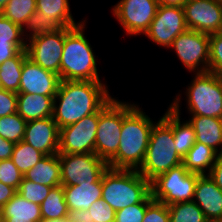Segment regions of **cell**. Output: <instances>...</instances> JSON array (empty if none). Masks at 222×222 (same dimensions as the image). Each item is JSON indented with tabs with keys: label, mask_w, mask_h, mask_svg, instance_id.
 <instances>
[{
	"label": "cell",
	"mask_w": 222,
	"mask_h": 222,
	"mask_svg": "<svg viewBox=\"0 0 222 222\" xmlns=\"http://www.w3.org/2000/svg\"><path fill=\"white\" fill-rule=\"evenodd\" d=\"M170 222H207L203 211L194 201L168 205Z\"/></svg>",
	"instance_id": "32"
},
{
	"label": "cell",
	"mask_w": 222,
	"mask_h": 222,
	"mask_svg": "<svg viewBox=\"0 0 222 222\" xmlns=\"http://www.w3.org/2000/svg\"><path fill=\"white\" fill-rule=\"evenodd\" d=\"M60 81L58 74L45 70L30 58L26 57L22 65L18 93L55 96Z\"/></svg>",
	"instance_id": "16"
},
{
	"label": "cell",
	"mask_w": 222,
	"mask_h": 222,
	"mask_svg": "<svg viewBox=\"0 0 222 222\" xmlns=\"http://www.w3.org/2000/svg\"><path fill=\"white\" fill-rule=\"evenodd\" d=\"M86 20L73 27L66 35L60 62V80H101L96 56L84 31Z\"/></svg>",
	"instance_id": "4"
},
{
	"label": "cell",
	"mask_w": 222,
	"mask_h": 222,
	"mask_svg": "<svg viewBox=\"0 0 222 222\" xmlns=\"http://www.w3.org/2000/svg\"><path fill=\"white\" fill-rule=\"evenodd\" d=\"M52 187L42 184H36L33 181L23 177L17 193L29 202L41 204L49 194Z\"/></svg>",
	"instance_id": "35"
},
{
	"label": "cell",
	"mask_w": 222,
	"mask_h": 222,
	"mask_svg": "<svg viewBox=\"0 0 222 222\" xmlns=\"http://www.w3.org/2000/svg\"><path fill=\"white\" fill-rule=\"evenodd\" d=\"M172 127L162 118L152 127L145 159L137 170L151 182L158 175L182 164V157L176 152Z\"/></svg>",
	"instance_id": "5"
},
{
	"label": "cell",
	"mask_w": 222,
	"mask_h": 222,
	"mask_svg": "<svg viewBox=\"0 0 222 222\" xmlns=\"http://www.w3.org/2000/svg\"><path fill=\"white\" fill-rule=\"evenodd\" d=\"M55 96L17 93V113L26 121L53 116Z\"/></svg>",
	"instance_id": "20"
},
{
	"label": "cell",
	"mask_w": 222,
	"mask_h": 222,
	"mask_svg": "<svg viewBox=\"0 0 222 222\" xmlns=\"http://www.w3.org/2000/svg\"><path fill=\"white\" fill-rule=\"evenodd\" d=\"M35 11L36 0H9L0 13L23 28Z\"/></svg>",
	"instance_id": "33"
},
{
	"label": "cell",
	"mask_w": 222,
	"mask_h": 222,
	"mask_svg": "<svg viewBox=\"0 0 222 222\" xmlns=\"http://www.w3.org/2000/svg\"><path fill=\"white\" fill-rule=\"evenodd\" d=\"M16 193L15 188L0 182V208H3Z\"/></svg>",
	"instance_id": "44"
},
{
	"label": "cell",
	"mask_w": 222,
	"mask_h": 222,
	"mask_svg": "<svg viewBox=\"0 0 222 222\" xmlns=\"http://www.w3.org/2000/svg\"><path fill=\"white\" fill-rule=\"evenodd\" d=\"M123 122V101L111 97L101 108L95 154L108 163L118 151Z\"/></svg>",
	"instance_id": "8"
},
{
	"label": "cell",
	"mask_w": 222,
	"mask_h": 222,
	"mask_svg": "<svg viewBox=\"0 0 222 222\" xmlns=\"http://www.w3.org/2000/svg\"><path fill=\"white\" fill-rule=\"evenodd\" d=\"M193 201L208 221L222 220V190L209 175H200L195 185Z\"/></svg>",
	"instance_id": "19"
},
{
	"label": "cell",
	"mask_w": 222,
	"mask_h": 222,
	"mask_svg": "<svg viewBox=\"0 0 222 222\" xmlns=\"http://www.w3.org/2000/svg\"><path fill=\"white\" fill-rule=\"evenodd\" d=\"M23 177L11 159L0 161V182L18 190Z\"/></svg>",
	"instance_id": "38"
},
{
	"label": "cell",
	"mask_w": 222,
	"mask_h": 222,
	"mask_svg": "<svg viewBox=\"0 0 222 222\" xmlns=\"http://www.w3.org/2000/svg\"><path fill=\"white\" fill-rule=\"evenodd\" d=\"M60 129L53 117L29 121L23 141L44 155L58 154Z\"/></svg>",
	"instance_id": "17"
},
{
	"label": "cell",
	"mask_w": 222,
	"mask_h": 222,
	"mask_svg": "<svg viewBox=\"0 0 222 222\" xmlns=\"http://www.w3.org/2000/svg\"><path fill=\"white\" fill-rule=\"evenodd\" d=\"M178 59L189 72H209L210 35L187 29L172 45Z\"/></svg>",
	"instance_id": "10"
},
{
	"label": "cell",
	"mask_w": 222,
	"mask_h": 222,
	"mask_svg": "<svg viewBox=\"0 0 222 222\" xmlns=\"http://www.w3.org/2000/svg\"><path fill=\"white\" fill-rule=\"evenodd\" d=\"M217 156L218 153L208 145L195 142L194 146L183 157L182 164L190 173L208 175Z\"/></svg>",
	"instance_id": "25"
},
{
	"label": "cell",
	"mask_w": 222,
	"mask_h": 222,
	"mask_svg": "<svg viewBox=\"0 0 222 222\" xmlns=\"http://www.w3.org/2000/svg\"><path fill=\"white\" fill-rule=\"evenodd\" d=\"M73 27H63L55 33L32 37L27 40V57L45 70L58 74L63 53L65 35Z\"/></svg>",
	"instance_id": "13"
},
{
	"label": "cell",
	"mask_w": 222,
	"mask_h": 222,
	"mask_svg": "<svg viewBox=\"0 0 222 222\" xmlns=\"http://www.w3.org/2000/svg\"><path fill=\"white\" fill-rule=\"evenodd\" d=\"M154 123L139 104L123 102L120 143L117 154L108 162V166L138 170L145 159Z\"/></svg>",
	"instance_id": "2"
},
{
	"label": "cell",
	"mask_w": 222,
	"mask_h": 222,
	"mask_svg": "<svg viewBox=\"0 0 222 222\" xmlns=\"http://www.w3.org/2000/svg\"><path fill=\"white\" fill-rule=\"evenodd\" d=\"M40 209L42 219H65L69 217L62 185L51 188L46 199L40 204Z\"/></svg>",
	"instance_id": "28"
},
{
	"label": "cell",
	"mask_w": 222,
	"mask_h": 222,
	"mask_svg": "<svg viewBox=\"0 0 222 222\" xmlns=\"http://www.w3.org/2000/svg\"><path fill=\"white\" fill-rule=\"evenodd\" d=\"M142 222H170L168 206L153 200L147 206Z\"/></svg>",
	"instance_id": "40"
},
{
	"label": "cell",
	"mask_w": 222,
	"mask_h": 222,
	"mask_svg": "<svg viewBox=\"0 0 222 222\" xmlns=\"http://www.w3.org/2000/svg\"><path fill=\"white\" fill-rule=\"evenodd\" d=\"M209 72L222 77V31L210 35Z\"/></svg>",
	"instance_id": "36"
},
{
	"label": "cell",
	"mask_w": 222,
	"mask_h": 222,
	"mask_svg": "<svg viewBox=\"0 0 222 222\" xmlns=\"http://www.w3.org/2000/svg\"><path fill=\"white\" fill-rule=\"evenodd\" d=\"M199 176V174L190 173L183 164L173 167L151 181L152 198L167 206L193 201Z\"/></svg>",
	"instance_id": "7"
},
{
	"label": "cell",
	"mask_w": 222,
	"mask_h": 222,
	"mask_svg": "<svg viewBox=\"0 0 222 222\" xmlns=\"http://www.w3.org/2000/svg\"><path fill=\"white\" fill-rule=\"evenodd\" d=\"M61 28L63 27L52 17H45L40 11L36 10L27 19L22 29L25 39L29 40L32 37L55 33Z\"/></svg>",
	"instance_id": "30"
},
{
	"label": "cell",
	"mask_w": 222,
	"mask_h": 222,
	"mask_svg": "<svg viewBox=\"0 0 222 222\" xmlns=\"http://www.w3.org/2000/svg\"><path fill=\"white\" fill-rule=\"evenodd\" d=\"M27 42H2L0 41V65L14 57L19 51L26 49Z\"/></svg>",
	"instance_id": "42"
},
{
	"label": "cell",
	"mask_w": 222,
	"mask_h": 222,
	"mask_svg": "<svg viewBox=\"0 0 222 222\" xmlns=\"http://www.w3.org/2000/svg\"><path fill=\"white\" fill-rule=\"evenodd\" d=\"M159 5H163V6H180L182 7L183 4L187 1V0H157Z\"/></svg>",
	"instance_id": "46"
},
{
	"label": "cell",
	"mask_w": 222,
	"mask_h": 222,
	"mask_svg": "<svg viewBox=\"0 0 222 222\" xmlns=\"http://www.w3.org/2000/svg\"><path fill=\"white\" fill-rule=\"evenodd\" d=\"M3 222H40V205L16 193L2 208Z\"/></svg>",
	"instance_id": "23"
},
{
	"label": "cell",
	"mask_w": 222,
	"mask_h": 222,
	"mask_svg": "<svg viewBox=\"0 0 222 222\" xmlns=\"http://www.w3.org/2000/svg\"><path fill=\"white\" fill-rule=\"evenodd\" d=\"M69 213L88 210L92 203L102 198V177L95 183L63 186Z\"/></svg>",
	"instance_id": "21"
},
{
	"label": "cell",
	"mask_w": 222,
	"mask_h": 222,
	"mask_svg": "<svg viewBox=\"0 0 222 222\" xmlns=\"http://www.w3.org/2000/svg\"><path fill=\"white\" fill-rule=\"evenodd\" d=\"M177 94L167 111L161 116L173 130V138L176 152L183 158L196 142V135L193 126L188 120L181 121V96Z\"/></svg>",
	"instance_id": "18"
},
{
	"label": "cell",
	"mask_w": 222,
	"mask_h": 222,
	"mask_svg": "<svg viewBox=\"0 0 222 222\" xmlns=\"http://www.w3.org/2000/svg\"><path fill=\"white\" fill-rule=\"evenodd\" d=\"M193 75L185 89L189 114L222 119V77L212 72Z\"/></svg>",
	"instance_id": "6"
},
{
	"label": "cell",
	"mask_w": 222,
	"mask_h": 222,
	"mask_svg": "<svg viewBox=\"0 0 222 222\" xmlns=\"http://www.w3.org/2000/svg\"><path fill=\"white\" fill-rule=\"evenodd\" d=\"M100 109L74 124L60 129L58 154H95Z\"/></svg>",
	"instance_id": "12"
},
{
	"label": "cell",
	"mask_w": 222,
	"mask_h": 222,
	"mask_svg": "<svg viewBox=\"0 0 222 222\" xmlns=\"http://www.w3.org/2000/svg\"><path fill=\"white\" fill-rule=\"evenodd\" d=\"M106 85L103 80H61L52 116L59 129L96 113L112 97Z\"/></svg>",
	"instance_id": "1"
},
{
	"label": "cell",
	"mask_w": 222,
	"mask_h": 222,
	"mask_svg": "<svg viewBox=\"0 0 222 222\" xmlns=\"http://www.w3.org/2000/svg\"><path fill=\"white\" fill-rule=\"evenodd\" d=\"M207 222H222V220H210V221H207Z\"/></svg>",
	"instance_id": "51"
},
{
	"label": "cell",
	"mask_w": 222,
	"mask_h": 222,
	"mask_svg": "<svg viewBox=\"0 0 222 222\" xmlns=\"http://www.w3.org/2000/svg\"><path fill=\"white\" fill-rule=\"evenodd\" d=\"M196 142L208 145L218 154L222 153V119L205 116H191Z\"/></svg>",
	"instance_id": "22"
},
{
	"label": "cell",
	"mask_w": 222,
	"mask_h": 222,
	"mask_svg": "<svg viewBox=\"0 0 222 222\" xmlns=\"http://www.w3.org/2000/svg\"><path fill=\"white\" fill-rule=\"evenodd\" d=\"M36 10L40 11L45 17H52L62 27H75L83 21H74L69 0H36Z\"/></svg>",
	"instance_id": "27"
},
{
	"label": "cell",
	"mask_w": 222,
	"mask_h": 222,
	"mask_svg": "<svg viewBox=\"0 0 222 222\" xmlns=\"http://www.w3.org/2000/svg\"><path fill=\"white\" fill-rule=\"evenodd\" d=\"M24 178L52 188L61 185V165L58 154L45 155L24 174Z\"/></svg>",
	"instance_id": "24"
},
{
	"label": "cell",
	"mask_w": 222,
	"mask_h": 222,
	"mask_svg": "<svg viewBox=\"0 0 222 222\" xmlns=\"http://www.w3.org/2000/svg\"><path fill=\"white\" fill-rule=\"evenodd\" d=\"M182 7L188 29L208 35L222 31V2L219 0H187Z\"/></svg>",
	"instance_id": "15"
},
{
	"label": "cell",
	"mask_w": 222,
	"mask_h": 222,
	"mask_svg": "<svg viewBox=\"0 0 222 222\" xmlns=\"http://www.w3.org/2000/svg\"><path fill=\"white\" fill-rule=\"evenodd\" d=\"M8 1L9 0H0V12L4 9V7Z\"/></svg>",
	"instance_id": "47"
},
{
	"label": "cell",
	"mask_w": 222,
	"mask_h": 222,
	"mask_svg": "<svg viewBox=\"0 0 222 222\" xmlns=\"http://www.w3.org/2000/svg\"><path fill=\"white\" fill-rule=\"evenodd\" d=\"M26 57V49L21 50L14 57L9 58L0 65V81L2 89L14 93L19 92L22 65Z\"/></svg>",
	"instance_id": "26"
},
{
	"label": "cell",
	"mask_w": 222,
	"mask_h": 222,
	"mask_svg": "<svg viewBox=\"0 0 222 222\" xmlns=\"http://www.w3.org/2000/svg\"><path fill=\"white\" fill-rule=\"evenodd\" d=\"M45 155L21 140L13 148L11 160L19 171L24 175L33 168Z\"/></svg>",
	"instance_id": "31"
},
{
	"label": "cell",
	"mask_w": 222,
	"mask_h": 222,
	"mask_svg": "<svg viewBox=\"0 0 222 222\" xmlns=\"http://www.w3.org/2000/svg\"><path fill=\"white\" fill-rule=\"evenodd\" d=\"M17 93L0 88V117L17 112Z\"/></svg>",
	"instance_id": "41"
},
{
	"label": "cell",
	"mask_w": 222,
	"mask_h": 222,
	"mask_svg": "<svg viewBox=\"0 0 222 222\" xmlns=\"http://www.w3.org/2000/svg\"><path fill=\"white\" fill-rule=\"evenodd\" d=\"M116 212L137 203H151V182L137 170L108 167L102 175V198Z\"/></svg>",
	"instance_id": "3"
},
{
	"label": "cell",
	"mask_w": 222,
	"mask_h": 222,
	"mask_svg": "<svg viewBox=\"0 0 222 222\" xmlns=\"http://www.w3.org/2000/svg\"><path fill=\"white\" fill-rule=\"evenodd\" d=\"M0 41L2 42H27L23 29L0 13Z\"/></svg>",
	"instance_id": "37"
},
{
	"label": "cell",
	"mask_w": 222,
	"mask_h": 222,
	"mask_svg": "<svg viewBox=\"0 0 222 222\" xmlns=\"http://www.w3.org/2000/svg\"><path fill=\"white\" fill-rule=\"evenodd\" d=\"M59 222H74L70 217H67L65 219H59Z\"/></svg>",
	"instance_id": "49"
},
{
	"label": "cell",
	"mask_w": 222,
	"mask_h": 222,
	"mask_svg": "<svg viewBox=\"0 0 222 222\" xmlns=\"http://www.w3.org/2000/svg\"><path fill=\"white\" fill-rule=\"evenodd\" d=\"M40 222H59V219H42Z\"/></svg>",
	"instance_id": "48"
},
{
	"label": "cell",
	"mask_w": 222,
	"mask_h": 222,
	"mask_svg": "<svg viewBox=\"0 0 222 222\" xmlns=\"http://www.w3.org/2000/svg\"><path fill=\"white\" fill-rule=\"evenodd\" d=\"M27 122L16 112L0 117V136L14 144L24 138Z\"/></svg>",
	"instance_id": "34"
},
{
	"label": "cell",
	"mask_w": 222,
	"mask_h": 222,
	"mask_svg": "<svg viewBox=\"0 0 222 222\" xmlns=\"http://www.w3.org/2000/svg\"><path fill=\"white\" fill-rule=\"evenodd\" d=\"M187 29L183 7L159 5L144 35L156 45L169 49L175 38Z\"/></svg>",
	"instance_id": "14"
},
{
	"label": "cell",
	"mask_w": 222,
	"mask_h": 222,
	"mask_svg": "<svg viewBox=\"0 0 222 222\" xmlns=\"http://www.w3.org/2000/svg\"><path fill=\"white\" fill-rule=\"evenodd\" d=\"M112 8L113 15L129 36L144 35L154 19L157 0H120Z\"/></svg>",
	"instance_id": "11"
},
{
	"label": "cell",
	"mask_w": 222,
	"mask_h": 222,
	"mask_svg": "<svg viewBox=\"0 0 222 222\" xmlns=\"http://www.w3.org/2000/svg\"><path fill=\"white\" fill-rule=\"evenodd\" d=\"M14 145L13 142L7 141L0 136V161L11 159Z\"/></svg>",
	"instance_id": "45"
},
{
	"label": "cell",
	"mask_w": 222,
	"mask_h": 222,
	"mask_svg": "<svg viewBox=\"0 0 222 222\" xmlns=\"http://www.w3.org/2000/svg\"><path fill=\"white\" fill-rule=\"evenodd\" d=\"M0 222H3L2 208H0Z\"/></svg>",
	"instance_id": "50"
},
{
	"label": "cell",
	"mask_w": 222,
	"mask_h": 222,
	"mask_svg": "<svg viewBox=\"0 0 222 222\" xmlns=\"http://www.w3.org/2000/svg\"><path fill=\"white\" fill-rule=\"evenodd\" d=\"M61 165V185L70 186L97 182L109 167L93 153L58 154Z\"/></svg>",
	"instance_id": "9"
},
{
	"label": "cell",
	"mask_w": 222,
	"mask_h": 222,
	"mask_svg": "<svg viewBox=\"0 0 222 222\" xmlns=\"http://www.w3.org/2000/svg\"><path fill=\"white\" fill-rule=\"evenodd\" d=\"M208 175L222 190V153L218 154L215 164L212 166Z\"/></svg>",
	"instance_id": "43"
},
{
	"label": "cell",
	"mask_w": 222,
	"mask_h": 222,
	"mask_svg": "<svg viewBox=\"0 0 222 222\" xmlns=\"http://www.w3.org/2000/svg\"><path fill=\"white\" fill-rule=\"evenodd\" d=\"M116 212L102 199L92 203L88 210H74L69 217L74 222H115Z\"/></svg>",
	"instance_id": "29"
},
{
	"label": "cell",
	"mask_w": 222,
	"mask_h": 222,
	"mask_svg": "<svg viewBox=\"0 0 222 222\" xmlns=\"http://www.w3.org/2000/svg\"><path fill=\"white\" fill-rule=\"evenodd\" d=\"M150 203H137L116 211L115 222H142Z\"/></svg>",
	"instance_id": "39"
}]
</instances>
